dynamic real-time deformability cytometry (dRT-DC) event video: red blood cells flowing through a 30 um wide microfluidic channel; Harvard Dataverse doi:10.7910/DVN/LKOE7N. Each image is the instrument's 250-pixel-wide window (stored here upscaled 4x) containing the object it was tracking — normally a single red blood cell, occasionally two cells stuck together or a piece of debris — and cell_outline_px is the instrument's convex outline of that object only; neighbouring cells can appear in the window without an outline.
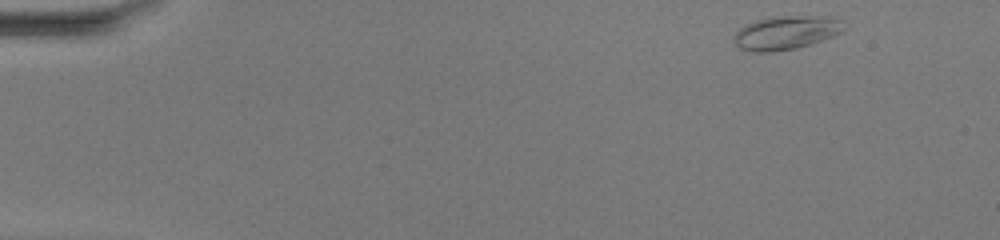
{"species": "common noctule bat (a hibernating species)", "species_latin": "Nyctalus noctula", "temperature_condition": "warm", "stored_images_in_passage": 3, "camera_frame_rate_fps": 3000, "um_per_image_px": 0.085, "animal": {"sex": "female", "body_mass_g": 20.0, "forearm_length_mm": 54.0}, "frame": {"image": 1, "passage_image": 1, "time_ms": 0.0, "image_size_px": [1000, 240], "cell_outline_px": [[848, 28], [832, 36], [812, 44], [796, 48], [772, 52], [752, 52], [740, 48], [736, 44], [736, 32], [744, 24], [756, 20], [772, 16], [828, 16], [840, 20]], "centroid_in_image_um": [66.84, 2.77], "position_along_channel_um": 18.2, "area_um2": 21.62}}